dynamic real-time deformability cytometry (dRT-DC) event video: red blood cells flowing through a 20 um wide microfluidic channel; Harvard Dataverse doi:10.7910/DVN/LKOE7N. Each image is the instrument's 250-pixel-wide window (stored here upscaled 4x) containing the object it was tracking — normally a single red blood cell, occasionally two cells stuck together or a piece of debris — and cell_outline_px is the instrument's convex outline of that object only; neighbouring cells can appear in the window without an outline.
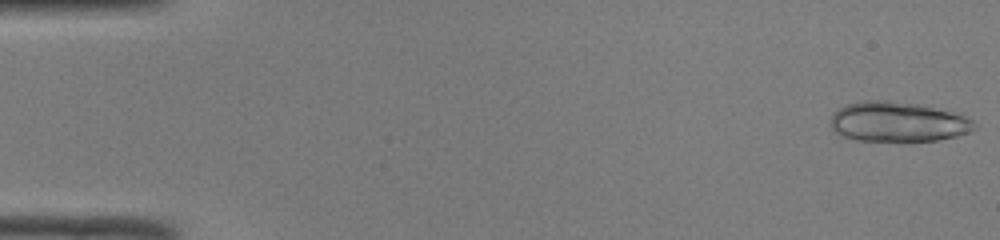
{"species": "common noctule bat (a hibernating species)", "species_latin": "Nyctalus noctula", "temperature_condition": "room temperature", "stored_images_in_passage": 49, "segment_of_instrument_passage": [1, 2], "camera_frame_rate_fps": 3000, "um_per_image_px": 0.085, "animal": {"sex": "male", "body_mass_g": 19.0, "forearm_length_mm": 50.8}, "frame": {"image": 1, "passage_image": 1, "time_ms": 0.0, "image_size_px": [1000, 240], "cell_outline_px": [[976, 128], [968, 132], [956, 136], [936, 140], [904, 144], [856, 140], [844, 136], [836, 132], [828, 124], [832, 116], [840, 108], [848, 104], [864, 100], [888, 100], [920, 104], [964, 116], [972, 120], [976, 124]], "centroid_in_image_um": [76.3, 10.4], "position_along_channel_um": 8.7, "area_um2": 34.16}}